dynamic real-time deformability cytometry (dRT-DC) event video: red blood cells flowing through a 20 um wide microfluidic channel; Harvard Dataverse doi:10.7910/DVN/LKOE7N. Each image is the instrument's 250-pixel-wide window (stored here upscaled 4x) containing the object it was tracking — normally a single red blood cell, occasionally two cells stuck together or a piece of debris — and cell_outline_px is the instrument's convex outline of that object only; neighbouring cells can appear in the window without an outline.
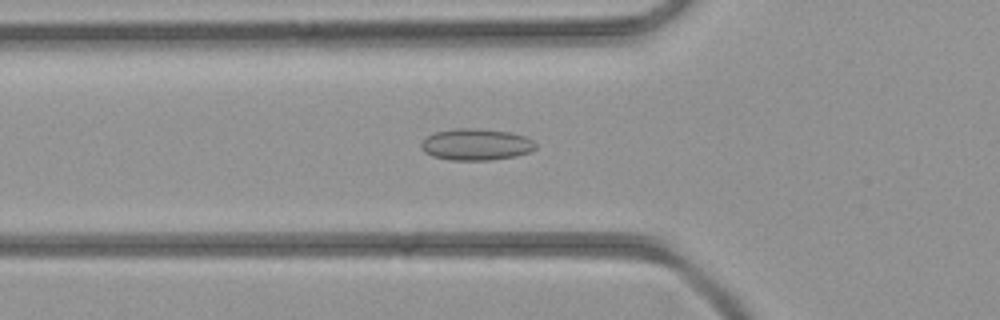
{"species": "common noctule bat (a hibernating species)", "species_latin": "Nyctalus noctula", "temperature_condition": "room temperature", "stored_images_in_passage": 38, "camera_frame_rate_fps": 3000, "um_per_image_px": 0.085, "animal": {"sex": "female", "body_mass_g": 21.9}, "frame": {"image": 1, "passage_image": 10, "time_ms": 3.0, "image_size_px": [1000, 320], "cell_outline_px": [[536, 148], [528, 152], [516, 156], [488, 160], [452, 160], [432, 156], [424, 152], [420, 148], [420, 144], [428, 136], [436, 132], [456, 128], [480, 128], [512, 132], [524, 136], [532, 140], [536, 144]], "centroid_in_image_um": [40.47, 12.27], "position_along_channel_um": 85.3, "area_um2": 21.1}}
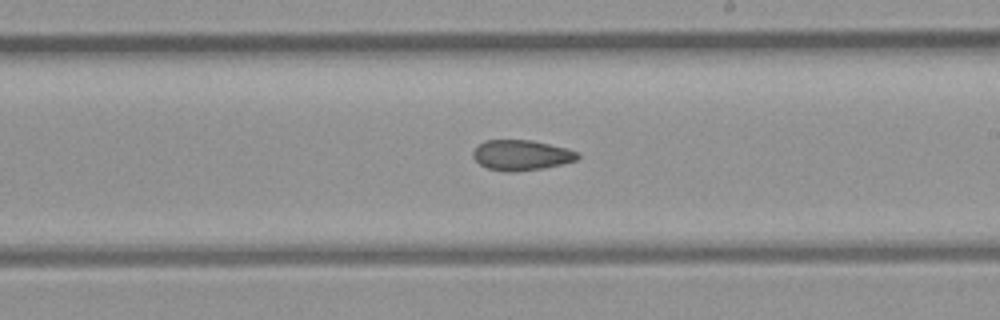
{"frame": {"image": 2, "passage_image": 20, "time_ms": 6.333, "image_size_px": [1000, 320], "cell_outline_px": [[580, 156], [576, 160], [560, 164], [540, 168], [508, 172], [488, 168], [480, 164], [472, 156], [472, 152], [476, 144], [484, 140], [532, 140], [568, 148], [580, 152]], "centroid_in_image_um": [44.29, 13.16], "position_along_channel_um": 244.7, "area_um2": 18.5}}
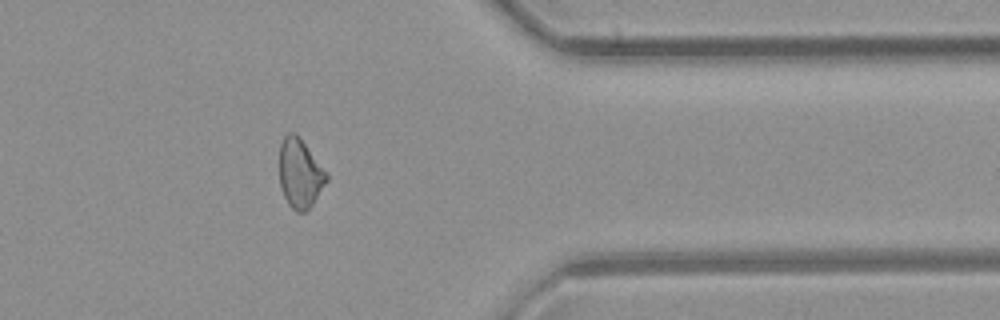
{"frame": {"image": 3, "passage_image": 30, "time_ms": 9.667, "image_size_px": [1000, 320], "cell_outline_px": [[328, 180], [312, 204], [304, 212], [296, 212], [288, 204], [280, 188], [280, 144], [284, 136], [288, 132], [292, 132], [304, 144], [328, 172]], "centroid_in_image_um": [25.5, 14.77], "position_along_channel_um": 385.9, "area_um2": 18.73}}